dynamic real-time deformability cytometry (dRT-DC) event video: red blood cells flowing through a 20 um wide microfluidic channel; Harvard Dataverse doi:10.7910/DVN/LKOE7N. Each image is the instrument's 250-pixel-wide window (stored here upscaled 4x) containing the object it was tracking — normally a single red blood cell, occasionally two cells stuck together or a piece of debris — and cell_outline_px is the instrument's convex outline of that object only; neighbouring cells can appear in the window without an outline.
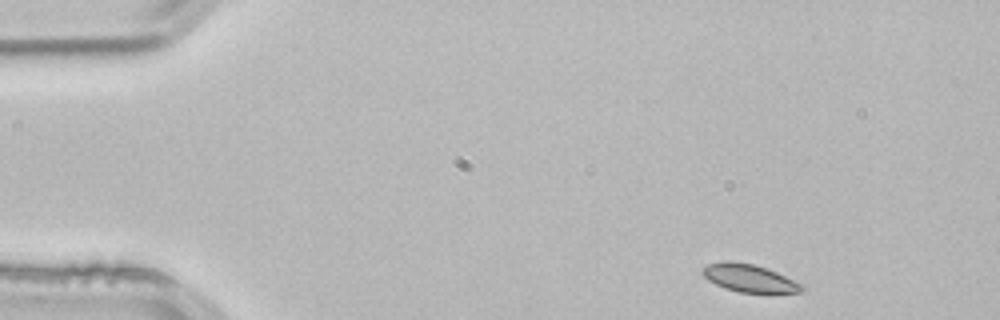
{"species": "common noctule bat (a hibernating species)", "species_latin": "Nyctalus noctula", "temperature_condition": "room temperature", "stored_images_in_passage": 22, "camera_frame_rate_fps": 3000, "um_per_image_px": 0.085, "animal": {"sex": "male", "body_mass_g": 21.5, "forearm_length_mm": 52.0}, "frame": {"image": 1, "passage_image": 1, "time_ms": 0.0, "image_size_px": [1000, 320], "cell_outline_px": [[808, 288], [800, 292], [740, 292], [724, 288], [708, 280], [700, 272], [708, 264], [724, 260], [728, 260], [752, 264], [768, 268], [804, 284]], "centroid_in_image_um": [63.72, 23.63], "position_along_channel_um": 21.3, "area_um2": 16.13}}
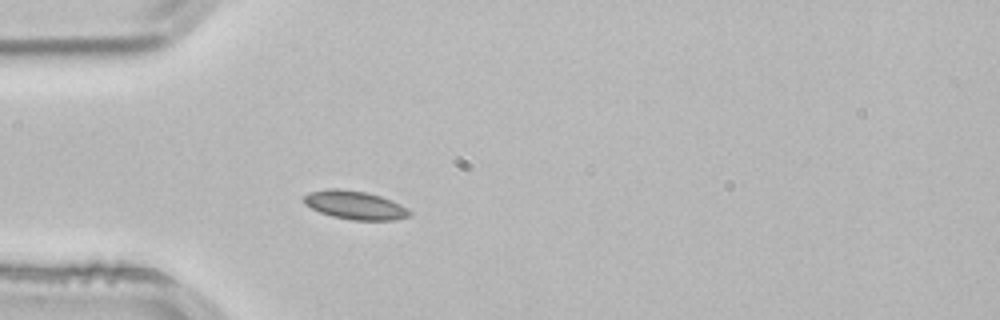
{"frame": {"image": 2, "passage_image": 10, "time_ms": 3.0, "image_size_px": [1000, 320], "cell_outline_px": [[412, 216], [392, 220], [352, 220], [332, 216], [320, 212], [304, 204], [300, 200], [308, 192], [328, 188], [336, 188], [364, 192], [380, 196], [392, 200], [400, 204], [412, 212]], "centroid_in_image_um": [30.14, 17.43], "position_along_channel_um": 54.9, "area_um2": 17.63}}
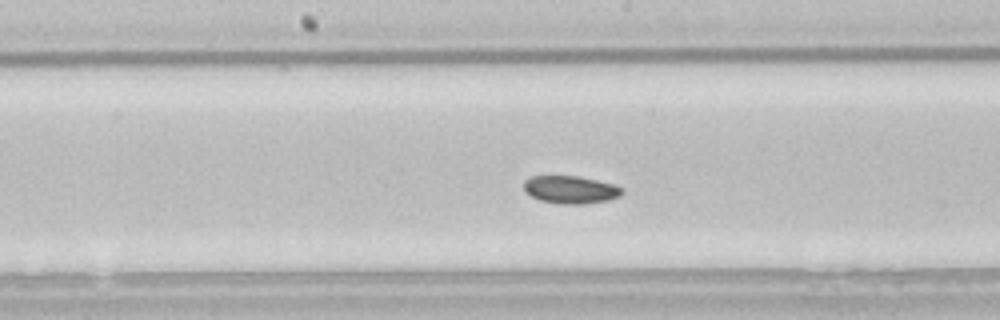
{"frame": {"image": 3, "passage_image": 22, "time_ms": 7.0, "image_size_px": [1000, 320], "cell_outline_px": [[624, 192], [620, 196], [608, 200], [584, 204], [560, 204], [540, 200], [524, 192], [524, 180], [532, 176], [580, 176], [612, 184], [624, 188]], "centroid_in_image_um": [48.5, 16.12], "position_along_channel_um": 199.7, "area_um2": 15.95}}